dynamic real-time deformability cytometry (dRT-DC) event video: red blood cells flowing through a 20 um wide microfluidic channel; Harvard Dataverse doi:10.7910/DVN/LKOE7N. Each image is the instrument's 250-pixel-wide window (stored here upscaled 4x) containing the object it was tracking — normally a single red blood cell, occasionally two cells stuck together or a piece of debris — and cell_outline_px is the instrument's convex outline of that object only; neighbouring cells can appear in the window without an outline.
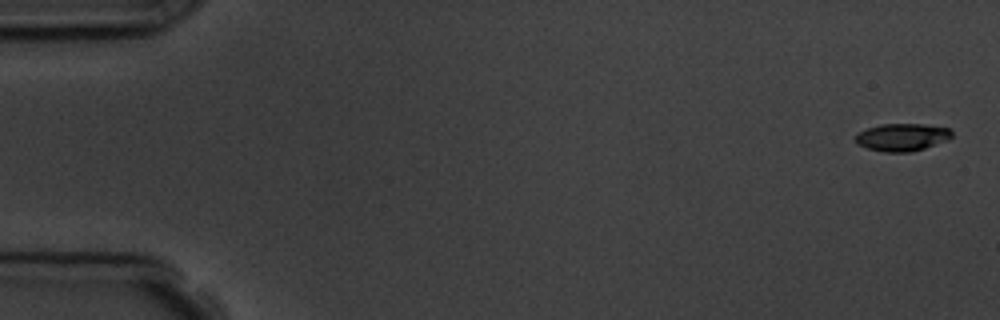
{"species": "common noctule bat (a hibernating species)", "species_latin": "Nyctalus noctula", "temperature_condition": "room temperature", "stored_images_in_passage": 15, "camera_frame_rate_fps": 3000, "um_per_image_px": 0.085, "animal": {"sex": "male", "body_mass_g": 19.5, "forearm_length_mm": 54.6}, "frame": {"image": 1, "passage_image": 1, "time_ms": 0.0, "image_size_px": [1000, 320], "cell_outline_px": [[952, 136], [948, 140], [924, 148], [908, 152], [884, 152], [868, 148], [856, 144], [856, 132], [880, 124], [924, 124], [948, 128], [952, 132]], "centroid_in_image_um": [76.66, 11.66], "position_along_channel_um": 8.3, "area_um2": 15.43}}
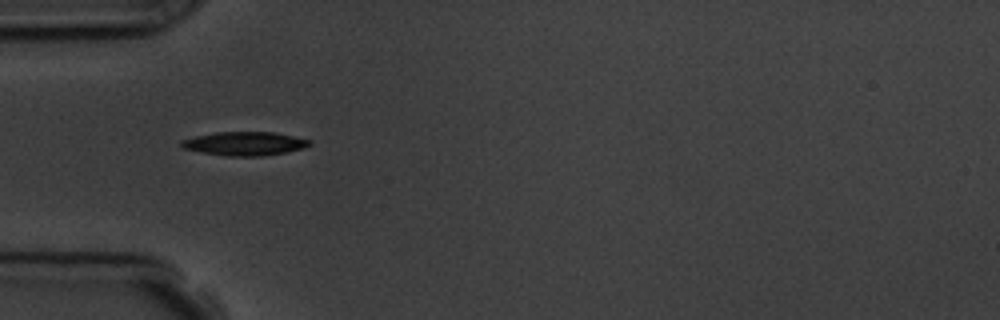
{"frame": {"image": 2, "passage_image": 5, "time_ms": 5.333, "image_size_px": [1000, 320], "cell_outline_px": [[312, 144], [304, 148], [288, 152], [260, 156], [228, 156], [204, 152], [184, 148], [180, 144], [180, 140], [196, 136], [216, 132], [272, 132], [312, 140]], "centroid_in_image_um": [20.83, 12.2], "position_along_channel_um": 64.2, "area_um2": 17.57}, "authors_computed_cell_mechanics": {"area_um2": 16.3574, "velocity_mm_per_s": 3.7389, "shape_relaxation_time_tau1_ms": 4.3201, "shape_relaxation_time_tau2_ms": null, "deformation_change_tau1": 0.1302, "deformation_change_tau2": null}}